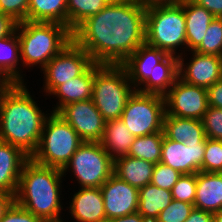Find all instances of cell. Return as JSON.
<instances>
[{
    "label": "cell",
    "instance_id": "6da1fadb",
    "mask_svg": "<svg viewBox=\"0 0 222 222\" xmlns=\"http://www.w3.org/2000/svg\"><path fill=\"white\" fill-rule=\"evenodd\" d=\"M146 8L137 0H112L72 31V40L99 64L121 65L145 43Z\"/></svg>",
    "mask_w": 222,
    "mask_h": 222
},
{
    "label": "cell",
    "instance_id": "7a4b0ae2",
    "mask_svg": "<svg viewBox=\"0 0 222 222\" xmlns=\"http://www.w3.org/2000/svg\"><path fill=\"white\" fill-rule=\"evenodd\" d=\"M23 83H14L0 97V140L19 147L29 157L36 151L47 114Z\"/></svg>",
    "mask_w": 222,
    "mask_h": 222
},
{
    "label": "cell",
    "instance_id": "3957f363",
    "mask_svg": "<svg viewBox=\"0 0 222 222\" xmlns=\"http://www.w3.org/2000/svg\"><path fill=\"white\" fill-rule=\"evenodd\" d=\"M62 170L36 163L29 158L23 165L14 199L43 222H63L60 202Z\"/></svg>",
    "mask_w": 222,
    "mask_h": 222
},
{
    "label": "cell",
    "instance_id": "277c9868",
    "mask_svg": "<svg viewBox=\"0 0 222 222\" xmlns=\"http://www.w3.org/2000/svg\"><path fill=\"white\" fill-rule=\"evenodd\" d=\"M20 43L22 66H41V70L68 43L72 41V31L55 22L22 21L16 24Z\"/></svg>",
    "mask_w": 222,
    "mask_h": 222
},
{
    "label": "cell",
    "instance_id": "5b68a950",
    "mask_svg": "<svg viewBox=\"0 0 222 222\" xmlns=\"http://www.w3.org/2000/svg\"><path fill=\"white\" fill-rule=\"evenodd\" d=\"M135 91L122 65L95 63L92 100L105 121L120 118Z\"/></svg>",
    "mask_w": 222,
    "mask_h": 222
},
{
    "label": "cell",
    "instance_id": "8992f818",
    "mask_svg": "<svg viewBox=\"0 0 222 222\" xmlns=\"http://www.w3.org/2000/svg\"><path fill=\"white\" fill-rule=\"evenodd\" d=\"M48 116L39 145L30 158L40 165L63 170L84 141L57 113L51 112Z\"/></svg>",
    "mask_w": 222,
    "mask_h": 222
},
{
    "label": "cell",
    "instance_id": "52a82bcc",
    "mask_svg": "<svg viewBox=\"0 0 222 222\" xmlns=\"http://www.w3.org/2000/svg\"><path fill=\"white\" fill-rule=\"evenodd\" d=\"M145 43L174 55L186 45V22L183 2L146 8Z\"/></svg>",
    "mask_w": 222,
    "mask_h": 222
},
{
    "label": "cell",
    "instance_id": "ba28073f",
    "mask_svg": "<svg viewBox=\"0 0 222 222\" xmlns=\"http://www.w3.org/2000/svg\"><path fill=\"white\" fill-rule=\"evenodd\" d=\"M165 100L160 94L135 91L128 99L120 119L134 137L163 131Z\"/></svg>",
    "mask_w": 222,
    "mask_h": 222
},
{
    "label": "cell",
    "instance_id": "9c48e42d",
    "mask_svg": "<svg viewBox=\"0 0 222 222\" xmlns=\"http://www.w3.org/2000/svg\"><path fill=\"white\" fill-rule=\"evenodd\" d=\"M68 168L81 188L101 187L113 174L114 160L99 142L84 141L62 170L63 174Z\"/></svg>",
    "mask_w": 222,
    "mask_h": 222
},
{
    "label": "cell",
    "instance_id": "30bf717a",
    "mask_svg": "<svg viewBox=\"0 0 222 222\" xmlns=\"http://www.w3.org/2000/svg\"><path fill=\"white\" fill-rule=\"evenodd\" d=\"M92 63L90 55L72 40L41 70L45 93L51 95L58 86L81 75Z\"/></svg>",
    "mask_w": 222,
    "mask_h": 222
},
{
    "label": "cell",
    "instance_id": "8fae6325",
    "mask_svg": "<svg viewBox=\"0 0 222 222\" xmlns=\"http://www.w3.org/2000/svg\"><path fill=\"white\" fill-rule=\"evenodd\" d=\"M165 114L201 120L208 108L207 89L177 78L164 95Z\"/></svg>",
    "mask_w": 222,
    "mask_h": 222
},
{
    "label": "cell",
    "instance_id": "7c38bea8",
    "mask_svg": "<svg viewBox=\"0 0 222 222\" xmlns=\"http://www.w3.org/2000/svg\"><path fill=\"white\" fill-rule=\"evenodd\" d=\"M57 114L77 132L83 141L99 142L101 140L106 121L92 99L65 105Z\"/></svg>",
    "mask_w": 222,
    "mask_h": 222
},
{
    "label": "cell",
    "instance_id": "4fadbf2b",
    "mask_svg": "<svg viewBox=\"0 0 222 222\" xmlns=\"http://www.w3.org/2000/svg\"><path fill=\"white\" fill-rule=\"evenodd\" d=\"M192 55L193 58L186 64L187 67L183 63L182 53L177 55L179 79L187 84L206 89L222 79V57L196 51H192Z\"/></svg>",
    "mask_w": 222,
    "mask_h": 222
},
{
    "label": "cell",
    "instance_id": "5bb4252c",
    "mask_svg": "<svg viewBox=\"0 0 222 222\" xmlns=\"http://www.w3.org/2000/svg\"><path fill=\"white\" fill-rule=\"evenodd\" d=\"M106 218L122 217L137 212L139 189L112 174L100 187Z\"/></svg>",
    "mask_w": 222,
    "mask_h": 222
},
{
    "label": "cell",
    "instance_id": "9a60e30c",
    "mask_svg": "<svg viewBox=\"0 0 222 222\" xmlns=\"http://www.w3.org/2000/svg\"><path fill=\"white\" fill-rule=\"evenodd\" d=\"M206 138L201 143L177 142L164 136L160 162L179 171L193 174L201 171Z\"/></svg>",
    "mask_w": 222,
    "mask_h": 222
},
{
    "label": "cell",
    "instance_id": "2e32d148",
    "mask_svg": "<svg viewBox=\"0 0 222 222\" xmlns=\"http://www.w3.org/2000/svg\"><path fill=\"white\" fill-rule=\"evenodd\" d=\"M166 56L161 49L144 43L121 65L126 69L130 82L137 90V87L152 75L153 68Z\"/></svg>",
    "mask_w": 222,
    "mask_h": 222
},
{
    "label": "cell",
    "instance_id": "e0dca14e",
    "mask_svg": "<svg viewBox=\"0 0 222 222\" xmlns=\"http://www.w3.org/2000/svg\"><path fill=\"white\" fill-rule=\"evenodd\" d=\"M29 158L19 147L0 140V192L15 196L22 167Z\"/></svg>",
    "mask_w": 222,
    "mask_h": 222
},
{
    "label": "cell",
    "instance_id": "ac0fdd59",
    "mask_svg": "<svg viewBox=\"0 0 222 222\" xmlns=\"http://www.w3.org/2000/svg\"><path fill=\"white\" fill-rule=\"evenodd\" d=\"M70 203L68 208L77 222H105L107 219L100 187L79 189Z\"/></svg>",
    "mask_w": 222,
    "mask_h": 222
},
{
    "label": "cell",
    "instance_id": "d6986e66",
    "mask_svg": "<svg viewBox=\"0 0 222 222\" xmlns=\"http://www.w3.org/2000/svg\"><path fill=\"white\" fill-rule=\"evenodd\" d=\"M95 76V62L81 75L58 86L52 93L59 102L51 112L57 113L63 106L70 103L92 99L93 81Z\"/></svg>",
    "mask_w": 222,
    "mask_h": 222
},
{
    "label": "cell",
    "instance_id": "ffe728a7",
    "mask_svg": "<svg viewBox=\"0 0 222 222\" xmlns=\"http://www.w3.org/2000/svg\"><path fill=\"white\" fill-rule=\"evenodd\" d=\"M194 208L213 214L222 210V173L197 172Z\"/></svg>",
    "mask_w": 222,
    "mask_h": 222
},
{
    "label": "cell",
    "instance_id": "44dd1931",
    "mask_svg": "<svg viewBox=\"0 0 222 222\" xmlns=\"http://www.w3.org/2000/svg\"><path fill=\"white\" fill-rule=\"evenodd\" d=\"M186 22V49L194 51L206 34V30L215 16L194 1L183 2Z\"/></svg>",
    "mask_w": 222,
    "mask_h": 222
},
{
    "label": "cell",
    "instance_id": "7402d4cb",
    "mask_svg": "<svg viewBox=\"0 0 222 222\" xmlns=\"http://www.w3.org/2000/svg\"><path fill=\"white\" fill-rule=\"evenodd\" d=\"M163 132L166 138L184 144L201 143L206 138L201 120L179 118L168 114L163 118Z\"/></svg>",
    "mask_w": 222,
    "mask_h": 222
},
{
    "label": "cell",
    "instance_id": "603a6c76",
    "mask_svg": "<svg viewBox=\"0 0 222 222\" xmlns=\"http://www.w3.org/2000/svg\"><path fill=\"white\" fill-rule=\"evenodd\" d=\"M155 164L144 159L123 156L114 160V170L118 178L140 189L150 183Z\"/></svg>",
    "mask_w": 222,
    "mask_h": 222
},
{
    "label": "cell",
    "instance_id": "cb8c5ba5",
    "mask_svg": "<svg viewBox=\"0 0 222 222\" xmlns=\"http://www.w3.org/2000/svg\"><path fill=\"white\" fill-rule=\"evenodd\" d=\"M152 71V75L138 87L140 93L165 95L178 78V56L167 55Z\"/></svg>",
    "mask_w": 222,
    "mask_h": 222
},
{
    "label": "cell",
    "instance_id": "d4e9b609",
    "mask_svg": "<svg viewBox=\"0 0 222 222\" xmlns=\"http://www.w3.org/2000/svg\"><path fill=\"white\" fill-rule=\"evenodd\" d=\"M135 137L124 122L118 118L106 121L103 136L99 143L113 160L127 156Z\"/></svg>",
    "mask_w": 222,
    "mask_h": 222
},
{
    "label": "cell",
    "instance_id": "484cf974",
    "mask_svg": "<svg viewBox=\"0 0 222 222\" xmlns=\"http://www.w3.org/2000/svg\"><path fill=\"white\" fill-rule=\"evenodd\" d=\"M172 201L170 190L159 188L152 183L139 189V202L137 212L149 222H155L159 213Z\"/></svg>",
    "mask_w": 222,
    "mask_h": 222
},
{
    "label": "cell",
    "instance_id": "4316f807",
    "mask_svg": "<svg viewBox=\"0 0 222 222\" xmlns=\"http://www.w3.org/2000/svg\"><path fill=\"white\" fill-rule=\"evenodd\" d=\"M27 21L67 26V0H29Z\"/></svg>",
    "mask_w": 222,
    "mask_h": 222
},
{
    "label": "cell",
    "instance_id": "83f0119b",
    "mask_svg": "<svg viewBox=\"0 0 222 222\" xmlns=\"http://www.w3.org/2000/svg\"><path fill=\"white\" fill-rule=\"evenodd\" d=\"M20 60V43L15 29L10 35L0 38V70L13 83H24L17 67Z\"/></svg>",
    "mask_w": 222,
    "mask_h": 222
},
{
    "label": "cell",
    "instance_id": "f1b7e54d",
    "mask_svg": "<svg viewBox=\"0 0 222 222\" xmlns=\"http://www.w3.org/2000/svg\"><path fill=\"white\" fill-rule=\"evenodd\" d=\"M163 138V131L151 135L135 137L134 142L131 144L128 156L144 159L154 164L159 163L162 154Z\"/></svg>",
    "mask_w": 222,
    "mask_h": 222
},
{
    "label": "cell",
    "instance_id": "f546056e",
    "mask_svg": "<svg viewBox=\"0 0 222 222\" xmlns=\"http://www.w3.org/2000/svg\"><path fill=\"white\" fill-rule=\"evenodd\" d=\"M112 0H67V27L73 31L86 18L99 13Z\"/></svg>",
    "mask_w": 222,
    "mask_h": 222
},
{
    "label": "cell",
    "instance_id": "4dcf8cb0",
    "mask_svg": "<svg viewBox=\"0 0 222 222\" xmlns=\"http://www.w3.org/2000/svg\"><path fill=\"white\" fill-rule=\"evenodd\" d=\"M194 51L222 57V18H214L207 28L201 44Z\"/></svg>",
    "mask_w": 222,
    "mask_h": 222
},
{
    "label": "cell",
    "instance_id": "1f68e13d",
    "mask_svg": "<svg viewBox=\"0 0 222 222\" xmlns=\"http://www.w3.org/2000/svg\"><path fill=\"white\" fill-rule=\"evenodd\" d=\"M197 187V173L182 174L171 189L172 199L194 204Z\"/></svg>",
    "mask_w": 222,
    "mask_h": 222
},
{
    "label": "cell",
    "instance_id": "d6a6232c",
    "mask_svg": "<svg viewBox=\"0 0 222 222\" xmlns=\"http://www.w3.org/2000/svg\"><path fill=\"white\" fill-rule=\"evenodd\" d=\"M201 172L222 173V140H213L206 137Z\"/></svg>",
    "mask_w": 222,
    "mask_h": 222
},
{
    "label": "cell",
    "instance_id": "836d02e7",
    "mask_svg": "<svg viewBox=\"0 0 222 222\" xmlns=\"http://www.w3.org/2000/svg\"><path fill=\"white\" fill-rule=\"evenodd\" d=\"M194 208V204L172 199L171 203L159 213L155 222H184Z\"/></svg>",
    "mask_w": 222,
    "mask_h": 222
},
{
    "label": "cell",
    "instance_id": "e575fe53",
    "mask_svg": "<svg viewBox=\"0 0 222 222\" xmlns=\"http://www.w3.org/2000/svg\"><path fill=\"white\" fill-rule=\"evenodd\" d=\"M181 173L161 162L155 164L150 183L159 188L170 190L181 177Z\"/></svg>",
    "mask_w": 222,
    "mask_h": 222
},
{
    "label": "cell",
    "instance_id": "d590c367",
    "mask_svg": "<svg viewBox=\"0 0 222 222\" xmlns=\"http://www.w3.org/2000/svg\"><path fill=\"white\" fill-rule=\"evenodd\" d=\"M201 121L207 138L222 140V109L208 106Z\"/></svg>",
    "mask_w": 222,
    "mask_h": 222
},
{
    "label": "cell",
    "instance_id": "8d00e7d4",
    "mask_svg": "<svg viewBox=\"0 0 222 222\" xmlns=\"http://www.w3.org/2000/svg\"><path fill=\"white\" fill-rule=\"evenodd\" d=\"M28 6L29 0H0V12L17 23L27 21Z\"/></svg>",
    "mask_w": 222,
    "mask_h": 222
},
{
    "label": "cell",
    "instance_id": "74e56055",
    "mask_svg": "<svg viewBox=\"0 0 222 222\" xmlns=\"http://www.w3.org/2000/svg\"><path fill=\"white\" fill-rule=\"evenodd\" d=\"M0 222H43L39 217L30 211L22 208L17 203H13L5 212Z\"/></svg>",
    "mask_w": 222,
    "mask_h": 222
},
{
    "label": "cell",
    "instance_id": "f35d334b",
    "mask_svg": "<svg viewBox=\"0 0 222 222\" xmlns=\"http://www.w3.org/2000/svg\"><path fill=\"white\" fill-rule=\"evenodd\" d=\"M208 106L222 109V79L207 88Z\"/></svg>",
    "mask_w": 222,
    "mask_h": 222
},
{
    "label": "cell",
    "instance_id": "ab89813d",
    "mask_svg": "<svg viewBox=\"0 0 222 222\" xmlns=\"http://www.w3.org/2000/svg\"><path fill=\"white\" fill-rule=\"evenodd\" d=\"M194 2L206 8L215 17L222 18V0H195Z\"/></svg>",
    "mask_w": 222,
    "mask_h": 222
},
{
    "label": "cell",
    "instance_id": "60d3db41",
    "mask_svg": "<svg viewBox=\"0 0 222 222\" xmlns=\"http://www.w3.org/2000/svg\"><path fill=\"white\" fill-rule=\"evenodd\" d=\"M15 22L10 16L0 12V38L10 35L16 28Z\"/></svg>",
    "mask_w": 222,
    "mask_h": 222
},
{
    "label": "cell",
    "instance_id": "b9f144b4",
    "mask_svg": "<svg viewBox=\"0 0 222 222\" xmlns=\"http://www.w3.org/2000/svg\"><path fill=\"white\" fill-rule=\"evenodd\" d=\"M184 222H213V213L193 208L190 216Z\"/></svg>",
    "mask_w": 222,
    "mask_h": 222
},
{
    "label": "cell",
    "instance_id": "7bdbcfd3",
    "mask_svg": "<svg viewBox=\"0 0 222 222\" xmlns=\"http://www.w3.org/2000/svg\"><path fill=\"white\" fill-rule=\"evenodd\" d=\"M14 202V195L0 192V220L3 218L5 212Z\"/></svg>",
    "mask_w": 222,
    "mask_h": 222
},
{
    "label": "cell",
    "instance_id": "ee69618b",
    "mask_svg": "<svg viewBox=\"0 0 222 222\" xmlns=\"http://www.w3.org/2000/svg\"><path fill=\"white\" fill-rule=\"evenodd\" d=\"M105 222H149V221L146 220L140 213L136 212L122 217L106 219Z\"/></svg>",
    "mask_w": 222,
    "mask_h": 222
},
{
    "label": "cell",
    "instance_id": "f6af8a7d",
    "mask_svg": "<svg viewBox=\"0 0 222 222\" xmlns=\"http://www.w3.org/2000/svg\"><path fill=\"white\" fill-rule=\"evenodd\" d=\"M145 8L158 5H177L180 0H137Z\"/></svg>",
    "mask_w": 222,
    "mask_h": 222
},
{
    "label": "cell",
    "instance_id": "bcb514c9",
    "mask_svg": "<svg viewBox=\"0 0 222 222\" xmlns=\"http://www.w3.org/2000/svg\"><path fill=\"white\" fill-rule=\"evenodd\" d=\"M14 83L0 70V86H12Z\"/></svg>",
    "mask_w": 222,
    "mask_h": 222
},
{
    "label": "cell",
    "instance_id": "7dc6e473",
    "mask_svg": "<svg viewBox=\"0 0 222 222\" xmlns=\"http://www.w3.org/2000/svg\"><path fill=\"white\" fill-rule=\"evenodd\" d=\"M213 222H222V210L213 214Z\"/></svg>",
    "mask_w": 222,
    "mask_h": 222
},
{
    "label": "cell",
    "instance_id": "c3c4849f",
    "mask_svg": "<svg viewBox=\"0 0 222 222\" xmlns=\"http://www.w3.org/2000/svg\"><path fill=\"white\" fill-rule=\"evenodd\" d=\"M11 86H0V97H1V94L6 91L7 89H9Z\"/></svg>",
    "mask_w": 222,
    "mask_h": 222
},
{
    "label": "cell",
    "instance_id": "681fc988",
    "mask_svg": "<svg viewBox=\"0 0 222 222\" xmlns=\"http://www.w3.org/2000/svg\"><path fill=\"white\" fill-rule=\"evenodd\" d=\"M187 1H195V0H180V3L181 2H187Z\"/></svg>",
    "mask_w": 222,
    "mask_h": 222
}]
</instances>
